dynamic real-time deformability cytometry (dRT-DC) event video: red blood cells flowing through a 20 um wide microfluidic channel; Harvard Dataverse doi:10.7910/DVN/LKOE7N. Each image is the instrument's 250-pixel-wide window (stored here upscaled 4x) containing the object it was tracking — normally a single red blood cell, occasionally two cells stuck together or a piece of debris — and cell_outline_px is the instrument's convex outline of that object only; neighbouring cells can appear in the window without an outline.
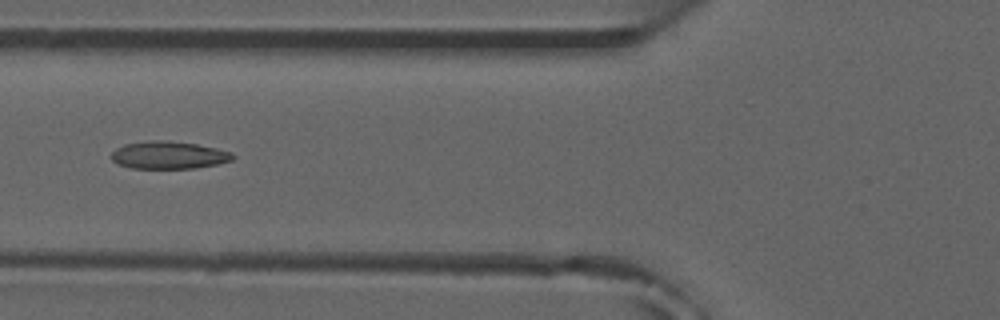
{"species": "common noctule bat (a hibernating species)", "species_latin": "Nyctalus noctula", "temperature_condition": "room temperature", "stored_images_in_passage": 9, "camera_frame_rate_fps": 3000, "um_per_image_px": 0.085, "animal": {"sex": "male", "forearm_length_mm": 52.5}, "frame": {"image": 1, "passage_image": 4, "time_ms": 3.667, "image_size_px": [1000, 320], "cell_outline_px": [[236, 156], [232, 160], [216, 164], [196, 168], [132, 168], [120, 164], [112, 160], [112, 152], [116, 148], [124, 144], [148, 140], [168, 140], [196, 144], [216, 148], [232, 152]], "centroid_in_image_um": [14.35, 13.17], "position_along_channel_um": 111.4, "area_um2": 19.48}}
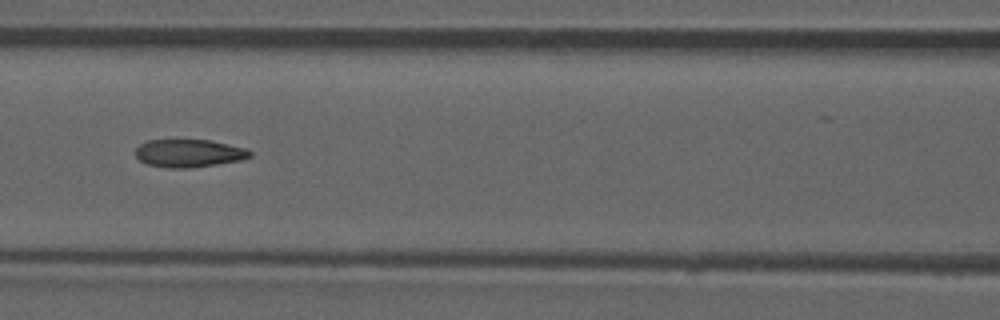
{"frame": {"image": 2, "passage_image": 5, "time_ms": 4.667, "image_size_px": [1000, 320], "cell_outline_px": [[252, 156], [240, 160], [216, 164], [188, 168], [168, 168], [148, 164], [140, 160], [136, 156], [136, 148], [140, 144], [148, 140], [208, 140], [248, 148], [252, 152]], "centroid_in_image_um": [16.08, 13.02], "position_along_channel_um": 150.5, "area_um2": 18.5}}